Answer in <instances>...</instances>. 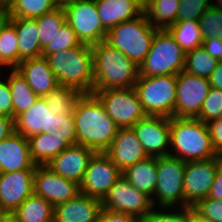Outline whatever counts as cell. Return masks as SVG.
<instances>
[{"instance_id":"cell-1","label":"cell","mask_w":222,"mask_h":222,"mask_svg":"<svg viewBox=\"0 0 222 222\" xmlns=\"http://www.w3.org/2000/svg\"><path fill=\"white\" fill-rule=\"evenodd\" d=\"M76 144L95 153H105L117 135L119 127L106 113L99 98L93 93H83L74 108Z\"/></svg>"},{"instance_id":"cell-2","label":"cell","mask_w":222,"mask_h":222,"mask_svg":"<svg viewBox=\"0 0 222 222\" xmlns=\"http://www.w3.org/2000/svg\"><path fill=\"white\" fill-rule=\"evenodd\" d=\"M94 90L134 87L139 66L105 40L92 45Z\"/></svg>"},{"instance_id":"cell-3","label":"cell","mask_w":222,"mask_h":222,"mask_svg":"<svg viewBox=\"0 0 222 222\" xmlns=\"http://www.w3.org/2000/svg\"><path fill=\"white\" fill-rule=\"evenodd\" d=\"M170 153L184 162L219 156L213 147L207 124L197 118H170Z\"/></svg>"},{"instance_id":"cell-4","label":"cell","mask_w":222,"mask_h":222,"mask_svg":"<svg viewBox=\"0 0 222 222\" xmlns=\"http://www.w3.org/2000/svg\"><path fill=\"white\" fill-rule=\"evenodd\" d=\"M59 85L76 88L82 93L94 90L92 46L81 44L70 50L56 51L47 57Z\"/></svg>"},{"instance_id":"cell-5","label":"cell","mask_w":222,"mask_h":222,"mask_svg":"<svg viewBox=\"0 0 222 222\" xmlns=\"http://www.w3.org/2000/svg\"><path fill=\"white\" fill-rule=\"evenodd\" d=\"M157 30L143 12L139 17L110 29L105 41L139 66L146 58Z\"/></svg>"},{"instance_id":"cell-6","label":"cell","mask_w":222,"mask_h":222,"mask_svg":"<svg viewBox=\"0 0 222 222\" xmlns=\"http://www.w3.org/2000/svg\"><path fill=\"white\" fill-rule=\"evenodd\" d=\"M184 65L185 52L167 29H158L146 58L139 65V76L177 75Z\"/></svg>"},{"instance_id":"cell-7","label":"cell","mask_w":222,"mask_h":222,"mask_svg":"<svg viewBox=\"0 0 222 222\" xmlns=\"http://www.w3.org/2000/svg\"><path fill=\"white\" fill-rule=\"evenodd\" d=\"M134 88L147 115L174 117L176 75L138 76Z\"/></svg>"},{"instance_id":"cell-8","label":"cell","mask_w":222,"mask_h":222,"mask_svg":"<svg viewBox=\"0 0 222 222\" xmlns=\"http://www.w3.org/2000/svg\"><path fill=\"white\" fill-rule=\"evenodd\" d=\"M157 186L152 204L156 208H184L186 162L172 155L156 157ZM155 197V198H154ZM157 204V205H156Z\"/></svg>"},{"instance_id":"cell-9","label":"cell","mask_w":222,"mask_h":222,"mask_svg":"<svg viewBox=\"0 0 222 222\" xmlns=\"http://www.w3.org/2000/svg\"><path fill=\"white\" fill-rule=\"evenodd\" d=\"M119 128H132L147 116L135 88L93 91Z\"/></svg>"},{"instance_id":"cell-10","label":"cell","mask_w":222,"mask_h":222,"mask_svg":"<svg viewBox=\"0 0 222 222\" xmlns=\"http://www.w3.org/2000/svg\"><path fill=\"white\" fill-rule=\"evenodd\" d=\"M63 9L66 22L81 43L92 46L106 39L107 31L101 24L95 0H75Z\"/></svg>"},{"instance_id":"cell-11","label":"cell","mask_w":222,"mask_h":222,"mask_svg":"<svg viewBox=\"0 0 222 222\" xmlns=\"http://www.w3.org/2000/svg\"><path fill=\"white\" fill-rule=\"evenodd\" d=\"M102 208L143 219L153 208L152 199L138 191L122 174L101 200Z\"/></svg>"},{"instance_id":"cell-12","label":"cell","mask_w":222,"mask_h":222,"mask_svg":"<svg viewBox=\"0 0 222 222\" xmlns=\"http://www.w3.org/2000/svg\"><path fill=\"white\" fill-rule=\"evenodd\" d=\"M222 156L186 162L184 171V208L194 207L209 197Z\"/></svg>"},{"instance_id":"cell-13","label":"cell","mask_w":222,"mask_h":222,"mask_svg":"<svg viewBox=\"0 0 222 222\" xmlns=\"http://www.w3.org/2000/svg\"><path fill=\"white\" fill-rule=\"evenodd\" d=\"M209 78L181 71L176 75L174 117L196 118L210 91Z\"/></svg>"},{"instance_id":"cell-14","label":"cell","mask_w":222,"mask_h":222,"mask_svg":"<svg viewBox=\"0 0 222 222\" xmlns=\"http://www.w3.org/2000/svg\"><path fill=\"white\" fill-rule=\"evenodd\" d=\"M122 174L105 153H95L79 184L80 193L102 200Z\"/></svg>"},{"instance_id":"cell-15","label":"cell","mask_w":222,"mask_h":222,"mask_svg":"<svg viewBox=\"0 0 222 222\" xmlns=\"http://www.w3.org/2000/svg\"><path fill=\"white\" fill-rule=\"evenodd\" d=\"M33 194L55 206L76 198L80 194V185L58 175L46 165H36Z\"/></svg>"},{"instance_id":"cell-16","label":"cell","mask_w":222,"mask_h":222,"mask_svg":"<svg viewBox=\"0 0 222 222\" xmlns=\"http://www.w3.org/2000/svg\"><path fill=\"white\" fill-rule=\"evenodd\" d=\"M132 129L149 157H162L170 153V118L147 115Z\"/></svg>"},{"instance_id":"cell-17","label":"cell","mask_w":222,"mask_h":222,"mask_svg":"<svg viewBox=\"0 0 222 222\" xmlns=\"http://www.w3.org/2000/svg\"><path fill=\"white\" fill-rule=\"evenodd\" d=\"M35 170H18L0 173V208L13 213L33 194Z\"/></svg>"},{"instance_id":"cell-18","label":"cell","mask_w":222,"mask_h":222,"mask_svg":"<svg viewBox=\"0 0 222 222\" xmlns=\"http://www.w3.org/2000/svg\"><path fill=\"white\" fill-rule=\"evenodd\" d=\"M95 152L83 145H71L60 152L46 166L65 179L81 183L90 159Z\"/></svg>"},{"instance_id":"cell-19","label":"cell","mask_w":222,"mask_h":222,"mask_svg":"<svg viewBox=\"0 0 222 222\" xmlns=\"http://www.w3.org/2000/svg\"><path fill=\"white\" fill-rule=\"evenodd\" d=\"M29 140L18 132L0 141V173L35 170Z\"/></svg>"},{"instance_id":"cell-20","label":"cell","mask_w":222,"mask_h":222,"mask_svg":"<svg viewBox=\"0 0 222 222\" xmlns=\"http://www.w3.org/2000/svg\"><path fill=\"white\" fill-rule=\"evenodd\" d=\"M105 154L122 172L149 157L132 128H119Z\"/></svg>"},{"instance_id":"cell-21","label":"cell","mask_w":222,"mask_h":222,"mask_svg":"<svg viewBox=\"0 0 222 222\" xmlns=\"http://www.w3.org/2000/svg\"><path fill=\"white\" fill-rule=\"evenodd\" d=\"M56 117L44 98L38 97L26 112L14 119L15 131L27 139L36 134L49 133L55 130Z\"/></svg>"},{"instance_id":"cell-22","label":"cell","mask_w":222,"mask_h":222,"mask_svg":"<svg viewBox=\"0 0 222 222\" xmlns=\"http://www.w3.org/2000/svg\"><path fill=\"white\" fill-rule=\"evenodd\" d=\"M15 69L38 97L47 95L59 85L46 57L23 60Z\"/></svg>"},{"instance_id":"cell-23","label":"cell","mask_w":222,"mask_h":222,"mask_svg":"<svg viewBox=\"0 0 222 222\" xmlns=\"http://www.w3.org/2000/svg\"><path fill=\"white\" fill-rule=\"evenodd\" d=\"M101 199L79 194L76 198L54 206L55 222H97Z\"/></svg>"},{"instance_id":"cell-24","label":"cell","mask_w":222,"mask_h":222,"mask_svg":"<svg viewBox=\"0 0 222 222\" xmlns=\"http://www.w3.org/2000/svg\"><path fill=\"white\" fill-rule=\"evenodd\" d=\"M101 24L108 32L124 21L139 17L144 6L138 0H95Z\"/></svg>"},{"instance_id":"cell-25","label":"cell","mask_w":222,"mask_h":222,"mask_svg":"<svg viewBox=\"0 0 222 222\" xmlns=\"http://www.w3.org/2000/svg\"><path fill=\"white\" fill-rule=\"evenodd\" d=\"M18 37L19 64L23 60L42 56L39 29L34 18H9Z\"/></svg>"},{"instance_id":"cell-26","label":"cell","mask_w":222,"mask_h":222,"mask_svg":"<svg viewBox=\"0 0 222 222\" xmlns=\"http://www.w3.org/2000/svg\"><path fill=\"white\" fill-rule=\"evenodd\" d=\"M123 175L138 191L146 193L151 198L157 186L156 158L147 157L125 169Z\"/></svg>"},{"instance_id":"cell-27","label":"cell","mask_w":222,"mask_h":222,"mask_svg":"<svg viewBox=\"0 0 222 222\" xmlns=\"http://www.w3.org/2000/svg\"><path fill=\"white\" fill-rule=\"evenodd\" d=\"M30 155L36 165H47L69 145L58 135L51 133L36 134L28 138Z\"/></svg>"},{"instance_id":"cell-28","label":"cell","mask_w":222,"mask_h":222,"mask_svg":"<svg viewBox=\"0 0 222 222\" xmlns=\"http://www.w3.org/2000/svg\"><path fill=\"white\" fill-rule=\"evenodd\" d=\"M180 0H146L144 14L157 29H168L177 21Z\"/></svg>"},{"instance_id":"cell-29","label":"cell","mask_w":222,"mask_h":222,"mask_svg":"<svg viewBox=\"0 0 222 222\" xmlns=\"http://www.w3.org/2000/svg\"><path fill=\"white\" fill-rule=\"evenodd\" d=\"M9 74L7 77L12 96L13 119H15L26 112L35 103L38 96L16 69H11Z\"/></svg>"},{"instance_id":"cell-30","label":"cell","mask_w":222,"mask_h":222,"mask_svg":"<svg viewBox=\"0 0 222 222\" xmlns=\"http://www.w3.org/2000/svg\"><path fill=\"white\" fill-rule=\"evenodd\" d=\"M12 214L22 222H52L54 206L44 198L32 194Z\"/></svg>"},{"instance_id":"cell-31","label":"cell","mask_w":222,"mask_h":222,"mask_svg":"<svg viewBox=\"0 0 222 222\" xmlns=\"http://www.w3.org/2000/svg\"><path fill=\"white\" fill-rule=\"evenodd\" d=\"M167 30L185 53L202 46L204 39L199 21L177 20Z\"/></svg>"},{"instance_id":"cell-32","label":"cell","mask_w":222,"mask_h":222,"mask_svg":"<svg viewBox=\"0 0 222 222\" xmlns=\"http://www.w3.org/2000/svg\"><path fill=\"white\" fill-rule=\"evenodd\" d=\"M82 94L76 88L58 85L43 98L50 111L55 115H73L75 105Z\"/></svg>"},{"instance_id":"cell-33","label":"cell","mask_w":222,"mask_h":222,"mask_svg":"<svg viewBox=\"0 0 222 222\" xmlns=\"http://www.w3.org/2000/svg\"><path fill=\"white\" fill-rule=\"evenodd\" d=\"M19 65L18 37L15 26L8 20L0 32V68L15 69ZM2 73V71L0 70Z\"/></svg>"},{"instance_id":"cell-34","label":"cell","mask_w":222,"mask_h":222,"mask_svg":"<svg viewBox=\"0 0 222 222\" xmlns=\"http://www.w3.org/2000/svg\"><path fill=\"white\" fill-rule=\"evenodd\" d=\"M218 60L214 59L206 50L200 46L185 53L184 71L198 77L209 78L215 70Z\"/></svg>"},{"instance_id":"cell-35","label":"cell","mask_w":222,"mask_h":222,"mask_svg":"<svg viewBox=\"0 0 222 222\" xmlns=\"http://www.w3.org/2000/svg\"><path fill=\"white\" fill-rule=\"evenodd\" d=\"M57 5L53 0H16L7 13L9 18H37L55 10Z\"/></svg>"},{"instance_id":"cell-36","label":"cell","mask_w":222,"mask_h":222,"mask_svg":"<svg viewBox=\"0 0 222 222\" xmlns=\"http://www.w3.org/2000/svg\"><path fill=\"white\" fill-rule=\"evenodd\" d=\"M35 19L37 20L39 29L40 45L43 49L58 33L60 27L66 21V15L63 7H58Z\"/></svg>"},{"instance_id":"cell-37","label":"cell","mask_w":222,"mask_h":222,"mask_svg":"<svg viewBox=\"0 0 222 222\" xmlns=\"http://www.w3.org/2000/svg\"><path fill=\"white\" fill-rule=\"evenodd\" d=\"M82 43L77 38L76 33L72 30L71 26L65 21L60 27L58 33L53 39L42 49V56L47 57L56 51L70 50Z\"/></svg>"},{"instance_id":"cell-38","label":"cell","mask_w":222,"mask_h":222,"mask_svg":"<svg viewBox=\"0 0 222 222\" xmlns=\"http://www.w3.org/2000/svg\"><path fill=\"white\" fill-rule=\"evenodd\" d=\"M203 39L222 40V11L211 6L199 19Z\"/></svg>"},{"instance_id":"cell-39","label":"cell","mask_w":222,"mask_h":222,"mask_svg":"<svg viewBox=\"0 0 222 222\" xmlns=\"http://www.w3.org/2000/svg\"><path fill=\"white\" fill-rule=\"evenodd\" d=\"M160 209H162L160 211ZM153 208L141 222H190L191 221V208ZM170 209V210H169ZM174 211H173V210ZM178 209V210H177ZM159 210V211H158ZM165 212H164V211ZM177 210V211H176Z\"/></svg>"},{"instance_id":"cell-40","label":"cell","mask_w":222,"mask_h":222,"mask_svg":"<svg viewBox=\"0 0 222 222\" xmlns=\"http://www.w3.org/2000/svg\"><path fill=\"white\" fill-rule=\"evenodd\" d=\"M222 116V90L210 88L206 96L201 111L196 117L204 123L218 119Z\"/></svg>"},{"instance_id":"cell-41","label":"cell","mask_w":222,"mask_h":222,"mask_svg":"<svg viewBox=\"0 0 222 222\" xmlns=\"http://www.w3.org/2000/svg\"><path fill=\"white\" fill-rule=\"evenodd\" d=\"M193 208L194 213L207 222H222V200L207 197Z\"/></svg>"},{"instance_id":"cell-42","label":"cell","mask_w":222,"mask_h":222,"mask_svg":"<svg viewBox=\"0 0 222 222\" xmlns=\"http://www.w3.org/2000/svg\"><path fill=\"white\" fill-rule=\"evenodd\" d=\"M212 0H180L177 20L199 21L200 17L212 6Z\"/></svg>"},{"instance_id":"cell-43","label":"cell","mask_w":222,"mask_h":222,"mask_svg":"<svg viewBox=\"0 0 222 222\" xmlns=\"http://www.w3.org/2000/svg\"><path fill=\"white\" fill-rule=\"evenodd\" d=\"M49 133L58 135L69 146L76 145V127L73 115L57 114L55 130Z\"/></svg>"},{"instance_id":"cell-44","label":"cell","mask_w":222,"mask_h":222,"mask_svg":"<svg viewBox=\"0 0 222 222\" xmlns=\"http://www.w3.org/2000/svg\"><path fill=\"white\" fill-rule=\"evenodd\" d=\"M1 76V75H0ZM0 79V115L13 118V104L8 78L6 81Z\"/></svg>"},{"instance_id":"cell-45","label":"cell","mask_w":222,"mask_h":222,"mask_svg":"<svg viewBox=\"0 0 222 222\" xmlns=\"http://www.w3.org/2000/svg\"><path fill=\"white\" fill-rule=\"evenodd\" d=\"M216 153L222 156V116L206 123Z\"/></svg>"},{"instance_id":"cell-46","label":"cell","mask_w":222,"mask_h":222,"mask_svg":"<svg viewBox=\"0 0 222 222\" xmlns=\"http://www.w3.org/2000/svg\"><path fill=\"white\" fill-rule=\"evenodd\" d=\"M97 222H141V219L133 215L112 212L107 209H101Z\"/></svg>"},{"instance_id":"cell-47","label":"cell","mask_w":222,"mask_h":222,"mask_svg":"<svg viewBox=\"0 0 222 222\" xmlns=\"http://www.w3.org/2000/svg\"><path fill=\"white\" fill-rule=\"evenodd\" d=\"M202 47L214 59L222 61V40H219L218 38L205 39L203 40Z\"/></svg>"},{"instance_id":"cell-48","label":"cell","mask_w":222,"mask_h":222,"mask_svg":"<svg viewBox=\"0 0 222 222\" xmlns=\"http://www.w3.org/2000/svg\"><path fill=\"white\" fill-rule=\"evenodd\" d=\"M15 132L14 119L0 115V141Z\"/></svg>"},{"instance_id":"cell-49","label":"cell","mask_w":222,"mask_h":222,"mask_svg":"<svg viewBox=\"0 0 222 222\" xmlns=\"http://www.w3.org/2000/svg\"><path fill=\"white\" fill-rule=\"evenodd\" d=\"M209 197L222 200V163L218 166Z\"/></svg>"},{"instance_id":"cell-50","label":"cell","mask_w":222,"mask_h":222,"mask_svg":"<svg viewBox=\"0 0 222 222\" xmlns=\"http://www.w3.org/2000/svg\"><path fill=\"white\" fill-rule=\"evenodd\" d=\"M209 83L211 88L222 90V61H219L215 70L209 77Z\"/></svg>"},{"instance_id":"cell-51","label":"cell","mask_w":222,"mask_h":222,"mask_svg":"<svg viewBox=\"0 0 222 222\" xmlns=\"http://www.w3.org/2000/svg\"><path fill=\"white\" fill-rule=\"evenodd\" d=\"M15 2L16 0H0V7L4 12L8 13Z\"/></svg>"},{"instance_id":"cell-52","label":"cell","mask_w":222,"mask_h":222,"mask_svg":"<svg viewBox=\"0 0 222 222\" xmlns=\"http://www.w3.org/2000/svg\"><path fill=\"white\" fill-rule=\"evenodd\" d=\"M3 222H22V221L18 219L14 214L7 213L3 219Z\"/></svg>"},{"instance_id":"cell-53","label":"cell","mask_w":222,"mask_h":222,"mask_svg":"<svg viewBox=\"0 0 222 222\" xmlns=\"http://www.w3.org/2000/svg\"><path fill=\"white\" fill-rule=\"evenodd\" d=\"M57 7H64L75 0H53Z\"/></svg>"},{"instance_id":"cell-54","label":"cell","mask_w":222,"mask_h":222,"mask_svg":"<svg viewBox=\"0 0 222 222\" xmlns=\"http://www.w3.org/2000/svg\"><path fill=\"white\" fill-rule=\"evenodd\" d=\"M190 222H207V221L202 220L199 216H197L194 213L193 208H191V221Z\"/></svg>"},{"instance_id":"cell-55","label":"cell","mask_w":222,"mask_h":222,"mask_svg":"<svg viewBox=\"0 0 222 222\" xmlns=\"http://www.w3.org/2000/svg\"><path fill=\"white\" fill-rule=\"evenodd\" d=\"M215 1L216 4L214 3V1H212V6L222 11V0H215Z\"/></svg>"},{"instance_id":"cell-56","label":"cell","mask_w":222,"mask_h":222,"mask_svg":"<svg viewBox=\"0 0 222 222\" xmlns=\"http://www.w3.org/2000/svg\"><path fill=\"white\" fill-rule=\"evenodd\" d=\"M9 20L8 16H0V32L2 29V26Z\"/></svg>"},{"instance_id":"cell-57","label":"cell","mask_w":222,"mask_h":222,"mask_svg":"<svg viewBox=\"0 0 222 222\" xmlns=\"http://www.w3.org/2000/svg\"><path fill=\"white\" fill-rule=\"evenodd\" d=\"M6 214L7 213L2 208H0V222H3V219Z\"/></svg>"},{"instance_id":"cell-58","label":"cell","mask_w":222,"mask_h":222,"mask_svg":"<svg viewBox=\"0 0 222 222\" xmlns=\"http://www.w3.org/2000/svg\"><path fill=\"white\" fill-rule=\"evenodd\" d=\"M0 16H8L6 12H4L0 7Z\"/></svg>"},{"instance_id":"cell-59","label":"cell","mask_w":222,"mask_h":222,"mask_svg":"<svg viewBox=\"0 0 222 222\" xmlns=\"http://www.w3.org/2000/svg\"><path fill=\"white\" fill-rule=\"evenodd\" d=\"M138 1L144 6L146 0H138Z\"/></svg>"}]
</instances>
